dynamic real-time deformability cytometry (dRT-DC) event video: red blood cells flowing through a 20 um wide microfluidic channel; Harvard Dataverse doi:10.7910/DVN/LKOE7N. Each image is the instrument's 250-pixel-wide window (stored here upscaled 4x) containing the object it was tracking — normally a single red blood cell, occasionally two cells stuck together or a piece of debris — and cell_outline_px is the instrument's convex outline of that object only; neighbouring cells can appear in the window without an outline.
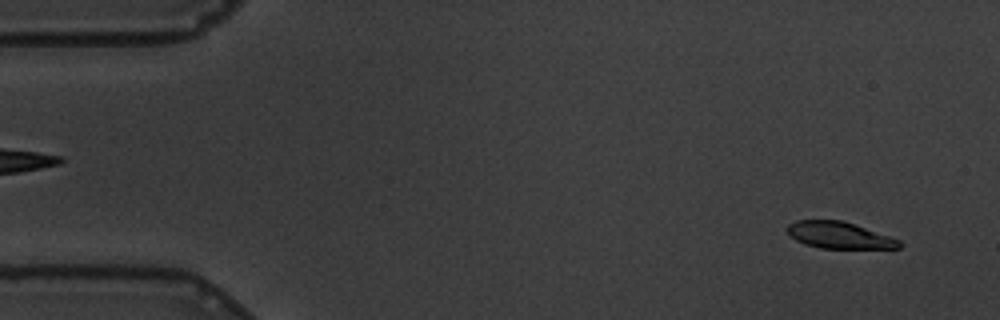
{"species": "common noctule bat (a hibernating species)", "species_latin": "Nyctalus noctula", "temperature_condition": "warm", "stored_images_in_passage": 57, "camera_frame_rate_fps": 3000, "um_per_image_px": 0.085, "animal": {"sex": "male", "body_mass_g": 19.5, "forearm_length_mm": 54.6}, "frame": {"image": 1, "passage_image": 2, "time_ms": 0.333, "image_size_px": [1000, 320], "cell_outline_px": [[904, 244], [900, 248], [820, 248], [804, 244], [788, 236], [784, 228], [788, 224], [796, 220], [840, 220], [900, 240]], "centroid_in_image_um": [71.25, 20.0], "position_along_channel_um": 13.7, "area_um2": 17.34}}
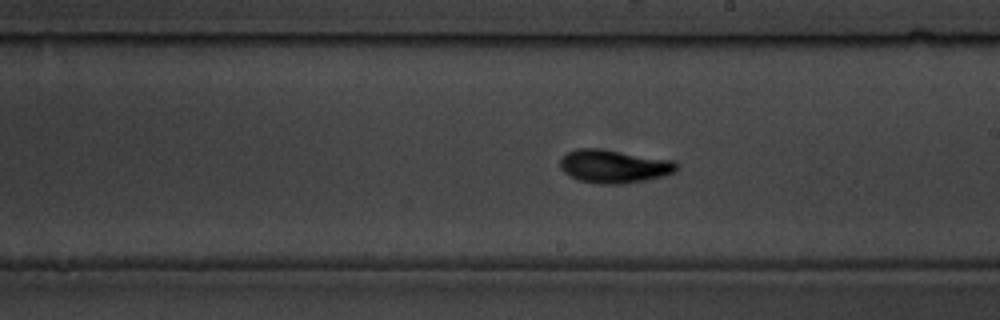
{"frame": {"image": 2, "passage_image": 31, "time_ms": 10.0, "image_size_px": [1000, 320], "cell_outline_px": [[680, 168], [676, 172], [644, 180], [620, 184], [600, 184], [576, 180], [564, 172], [560, 168], [560, 160], [568, 152], [576, 148], [604, 148], [676, 160], [680, 164]], "centroid_in_image_um": [52.23, 14.11], "position_along_channel_um": 236.8, "area_um2": 23.06}}
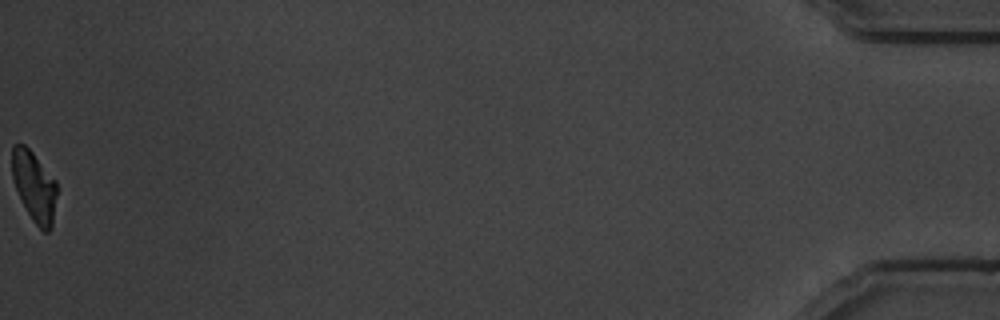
{"frame": {"image": 3, "passage_image": 57, "time_ms": 18.667, "image_size_px": [1000, 320], "cell_outline_px": [[56, 196], [52, 228], [48, 232], [44, 232], [32, 220], [16, 188], [12, 176], [12, 144], [24, 144], [32, 152], [56, 180]], "centroid_in_image_um": [2.92, 15.83], "position_along_channel_um": 432.3, "area_um2": 18.09}, "authors_computed_cell_mechanics": {"area_um2": 20.2878, "velocity_mm_per_s": 3.4345, "shape_relaxation_time_tau1_ms": 2.7796, "shape_relaxation_time_tau2_ms": 2.91, "deformation_change_tau1": 0.1283, "deformation_change_tau2": 0.0732}}